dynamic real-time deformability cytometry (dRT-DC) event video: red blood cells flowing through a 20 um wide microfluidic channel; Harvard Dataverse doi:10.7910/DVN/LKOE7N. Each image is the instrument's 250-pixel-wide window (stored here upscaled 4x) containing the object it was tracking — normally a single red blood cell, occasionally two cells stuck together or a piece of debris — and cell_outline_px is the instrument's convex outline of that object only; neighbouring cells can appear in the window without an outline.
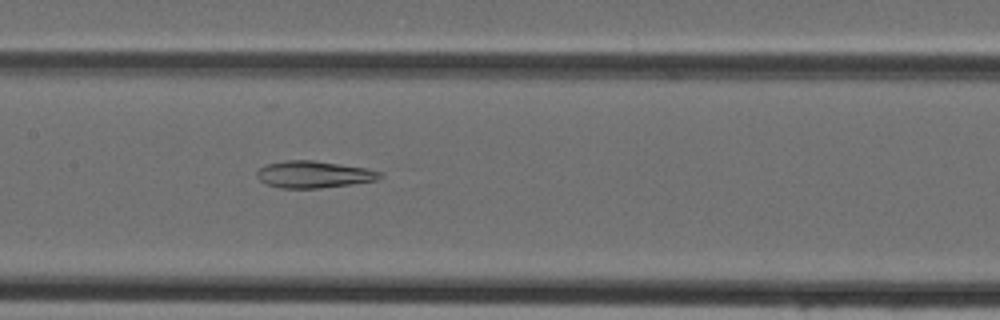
{"species": "Egyptian fruit bat (a non-hibernating species)", "species_latin": "Rousettus aegyptiacus", "temperature_condition": "cold", "stored_images_in_passage": 38, "camera_frame_rate_fps": 3000, "um_per_image_px": 0.085, "animal": {"sex": "female"}, "frame": {"image": 1, "passage_image": 19, "time_ms": 6.0, "image_size_px": [1000, 320], "cell_outline_px": [[384, 176], [380, 180], [352, 184], [320, 188], [280, 188], [268, 184], [260, 180], [256, 176], [256, 172], [260, 168], [268, 164], [284, 160], [312, 160], [340, 164], [364, 168], [384, 172]], "centroid_in_image_um": [26.72, 14.83], "position_along_channel_um": 180.7, "area_um2": 19.36}}
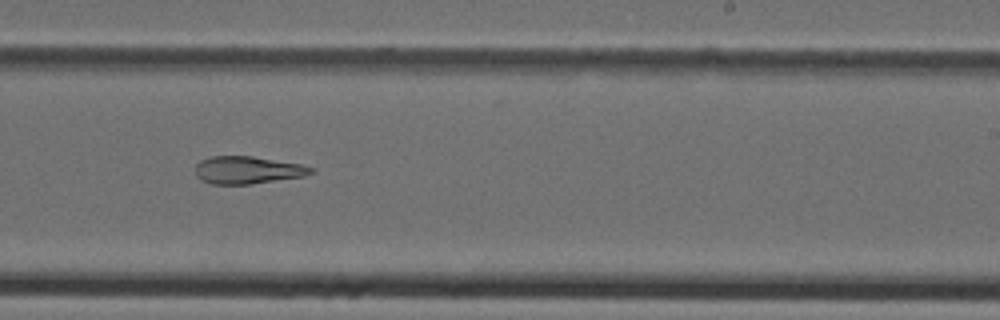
{"frame": {"image": 2, "passage_image": 25, "time_ms": 8.0, "image_size_px": [1000, 320], "cell_outline_px": [[316, 172], [304, 176], [252, 184], [212, 184], [200, 180], [196, 176], [196, 164], [200, 160], [212, 156], [252, 156], [300, 164], [316, 168]], "centroid_in_image_um": [21.06, 14.46], "position_along_channel_um": 267.9, "area_um2": 18.67}}
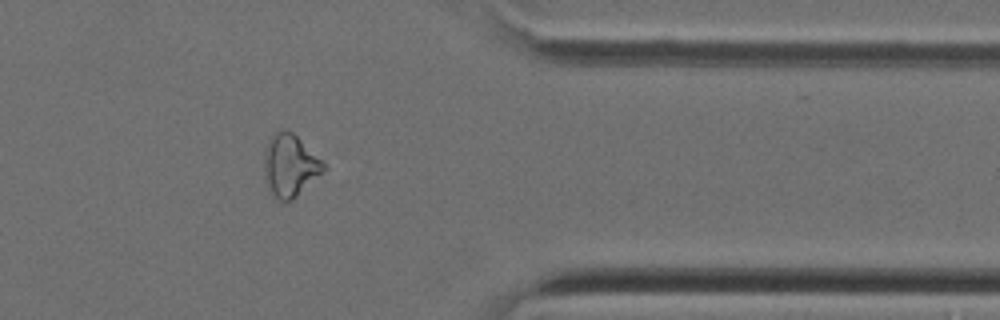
{"frame": {"image": 3, "passage_image": 34, "time_ms": 11.0, "image_size_px": [1000, 320], "cell_outline_px": [[328, 168], [292, 200], [272, 200], [264, 176], [264, 152], [268, 140], [276, 132], [284, 128], [292, 132]], "centroid_in_image_um": [24.6, 14.1], "position_along_channel_um": 386.8, "area_um2": 21.5}}